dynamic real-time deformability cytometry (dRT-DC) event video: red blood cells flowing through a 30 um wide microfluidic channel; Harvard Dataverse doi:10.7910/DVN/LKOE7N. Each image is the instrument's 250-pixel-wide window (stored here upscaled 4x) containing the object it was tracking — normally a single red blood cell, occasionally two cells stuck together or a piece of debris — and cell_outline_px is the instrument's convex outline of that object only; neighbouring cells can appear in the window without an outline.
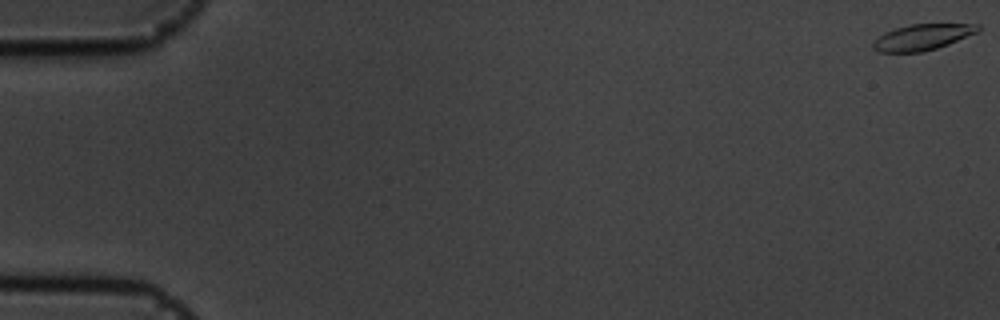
{"species": "common noctule bat (a hibernating species)", "species_latin": "Nyctalus noctula", "temperature_condition": "cold", "stored_images_in_passage": 58, "camera_frame_rate_fps": 3000, "um_per_image_px": 0.085, "animal": {"sex": "male", "body_mass_g": 19.5, "forearm_length_mm": 54.6}, "frame": {"image": 1, "passage_image": 1, "time_ms": 0.0, "image_size_px": [1000, 320], "cell_outline_px": [[980, 32], [948, 44], [936, 48], [920, 52], [880, 52], [872, 48], [872, 44], [884, 32], [896, 28], [912, 24], [980, 24]], "centroid_in_image_um": [78.44, 3.15], "position_along_channel_um": 6.6, "area_um2": 15.78}}
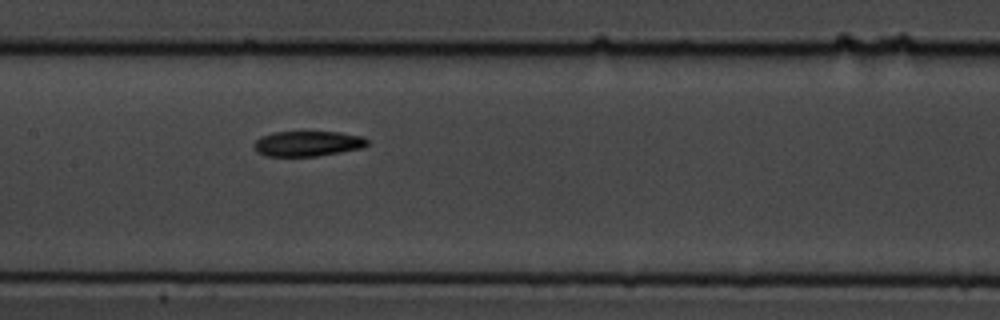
{"frame": {"image": 2, "passage_image": 29, "time_ms": 9.333, "image_size_px": [1000, 320], "cell_outline_px": [[368, 144], [360, 148], [340, 152], [316, 156], [264, 156], [256, 152], [252, 148], [252, 144], [260, 136], [276, 132], [340, 132], [360, 136], [368, 140]], "centroid_in_image_um": [26.07, 12.21], "position_along_channel_um": 181.3, "area_um2": 16.7}}
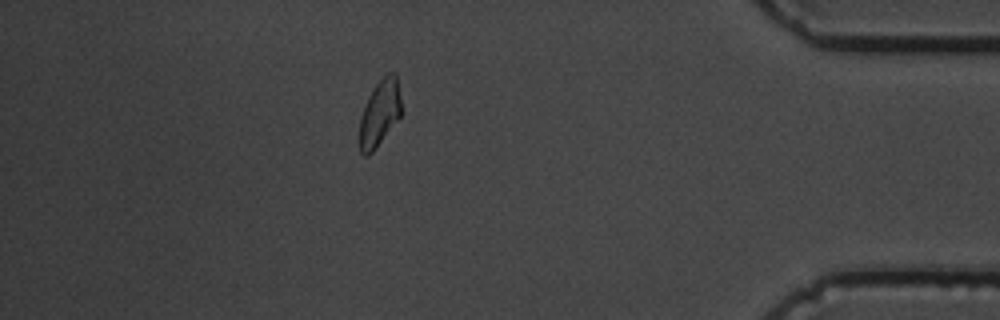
{"frame": {"image": 3, "passage_image": 51, "time_ms": 16.667, "image_size_px": [1000, 320], "cell_outline_px": [[400, 116], [372, 152], [368, 156], [364, 156], [360, 152], [356, 140], [360, 116], [368, 96], [372, 88], [388, 72], [396, 72], [400, 96]], "centroid_in_image_um": [32.2, 9.65], "position_along_channel_um": 403.0, "area_um2": 16.42}, "authors_computed_cell_mechanics": {"area_um2": 16.7909, "velocity_mm_per_s": 3.5556, "shape_relaxation_time_tau1_ms": 6.5423, "shape_relaxation_time_tau2_ms": null, "deformation_change_tau1": 0.1497, "deformation_change_tau2": null}}